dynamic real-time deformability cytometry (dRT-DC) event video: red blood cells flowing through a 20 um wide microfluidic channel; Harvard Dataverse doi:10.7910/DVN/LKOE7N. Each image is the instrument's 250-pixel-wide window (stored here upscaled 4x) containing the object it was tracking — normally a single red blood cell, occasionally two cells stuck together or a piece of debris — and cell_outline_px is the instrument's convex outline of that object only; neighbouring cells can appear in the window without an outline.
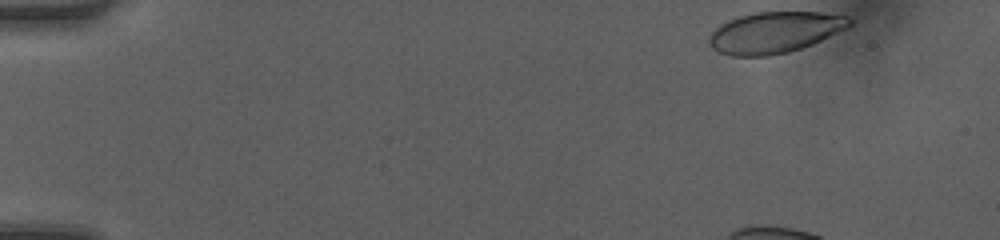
{"species": "human", "species_latin": "Homo sapiens", "temperature_condition": "room temperature", "stored_images_in_passage": 10, "camera_frame_rate_fps": 3000, "um_per_image_px": 0.085, "donor": {"sex": "female"}, "frame": {"image": 1, "passage_image": 1, "time_ms": 0.0, "image_size_px": [1000, 240], "cell_outline_px": [[852, 24], [848, 28], [812, 44], [788, 52], [768, 56], [732, 56], [720, 52], [712, 48], [708, 44], [708, 36], [720, 24], [728, 20], [752, 12], [820, 12], [848, 16], [852, 20]], "centroid_in_image_um": [65.85, 2.75], "position_along_channel_um": 19.2, "area_um2": 33.81}}